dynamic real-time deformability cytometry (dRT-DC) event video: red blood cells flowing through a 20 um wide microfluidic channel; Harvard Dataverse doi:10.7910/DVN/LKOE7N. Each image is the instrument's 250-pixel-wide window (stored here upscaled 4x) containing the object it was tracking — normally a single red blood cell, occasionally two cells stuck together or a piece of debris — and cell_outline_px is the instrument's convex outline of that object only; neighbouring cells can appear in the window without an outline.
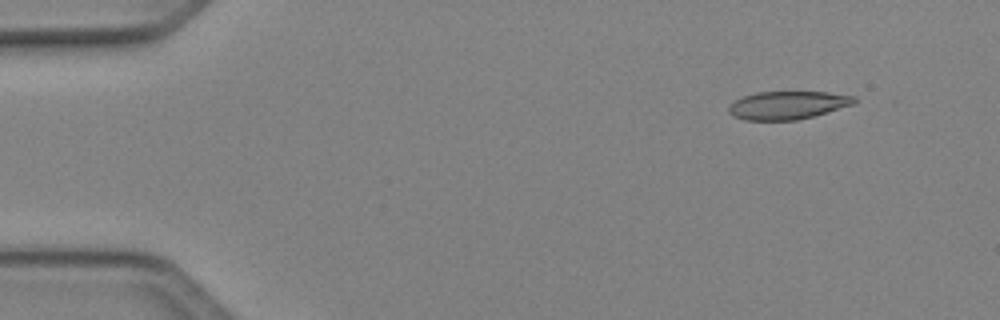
{"species": "Egyptian fruit bat (a non-hibernating species)", "species_latin": "Rousettus aegyptiacus", "temperature_condition": "cold", "stored_images_in_passage": 46, "camera_frame_rate_fps": 3000, "um_per_image_px": 0.085, "animal": {"sex": "female"}, "frame": {"image": 1, "passage_image": 2, "time_ms": 0.333, "image_size_px": [1000, 320], "cell_outline_px": [[856, 100], [852, 104], [812, 116], [796, 120], [744, 120], [732, 116], [728, 112], [728, 108], [736, 100], [744, 96], [756, 92], [828, 92], [856, 96]], "centroid_in_image_um": [66.91, 8.94], "position_along_channel_um": 18.1, "area_um2": 20.29}}
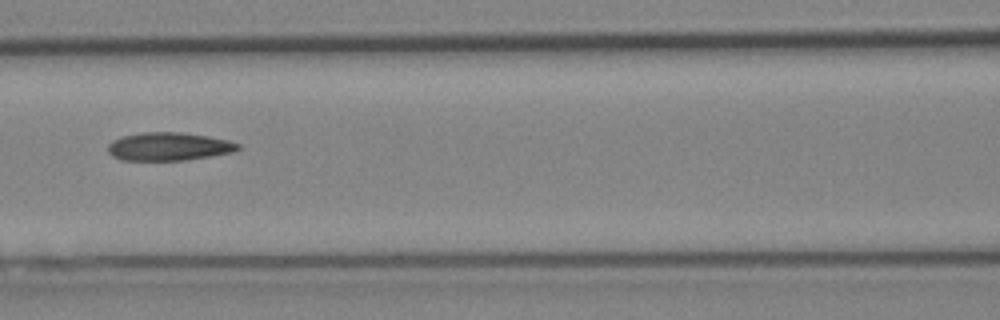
{"frame": {"image": 2, "passage_image": 19, "time_ms": 6.0, "image_size_px": [1000, 320], "cell_outline_px": [[240, 148], [232, 152], [184, 160], [124, 160], [112, 156], [108, 152], [108, 144], [112, 140], [120, 136], [144, 132], [180, 132], [208, 136], [228, 140], [240, 144]], "centroid_in_image_um": [14.31, 12.44], "position_along_channel_um": 152.3, "area_um2": 21.27}}
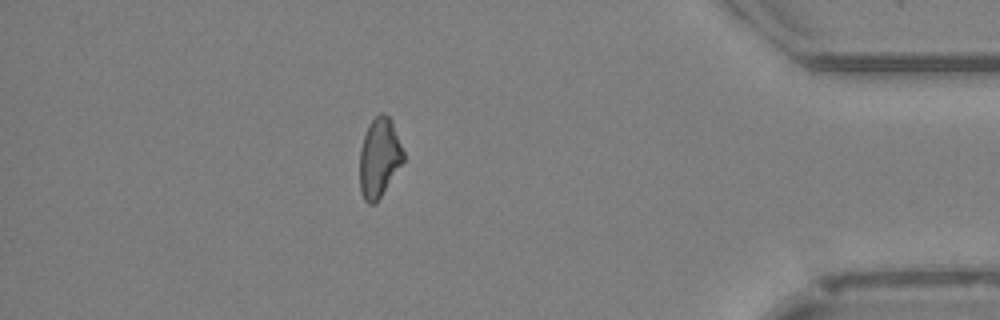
{"frame": {"image": 3, "passage_image": 40, "time_ms": 13.0, "image_size_px": [1000, 320], "cell_outline_px": [[404, 160], [380, 196], [372, 204], [368, 204], [364, 200], [360, 192], [360, 148], [368, 124], [380, 112], [388, 116], [392, 120], [404, 152]], "centroid_in_image_um": [32.22, 13.37], "position_along_channel_um": 403.0, "area_um2": 19.94}, "authors_computed_cell_mechanics": {"area_um2": 21.0392, "velocity_mm_per_s": 4.1662, "shape_relaxation_time_tau1_ms": null, "shape_relaxation_time_tau2_ms": 7.2114, "deformation_change_tau1": null, "deformation_change_tau2": 0.1462}}